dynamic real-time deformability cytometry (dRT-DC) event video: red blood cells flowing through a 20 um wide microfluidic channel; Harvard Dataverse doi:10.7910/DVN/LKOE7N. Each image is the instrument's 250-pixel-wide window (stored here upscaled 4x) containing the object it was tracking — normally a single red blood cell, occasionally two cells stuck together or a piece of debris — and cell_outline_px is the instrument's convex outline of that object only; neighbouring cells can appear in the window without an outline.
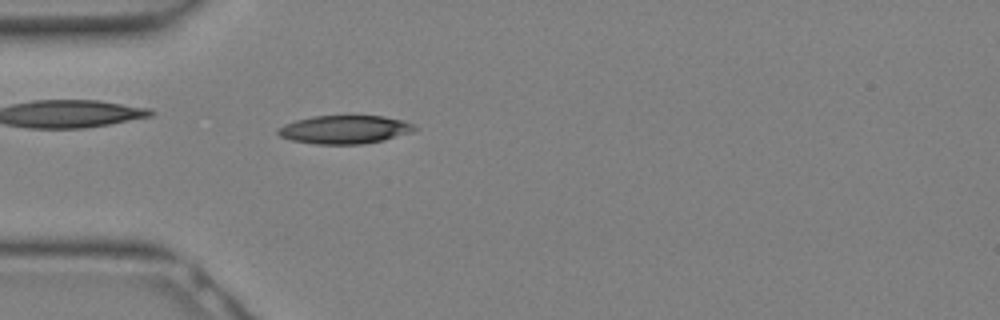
{"species": "Egyptian fruit bat (a non-hibernating species)", "species_latin": "Rousettus aegyptiacus", "temperature_condition": "warm", "stored_images_in_passage": 5, "camera_frame_rate_fps": 3000, "um_per_image_px": 0.085, "animal": {"sex": "female"}, "frame": {"image": 1, "passage_image": 1, "time_ms": 0.0, "image_size_px": [1000, 320], "cell_outline_px": [[420, 128], [412, 132], [384, 140], [364, 144], [312, 144], [292, 140], [280, 136], [276, 132], [276, 128], [284, 124], [296, 120], [312, 116], [384, 116], [404, 120], [416, 124]], "centroid_in_image_um": [29.33, 11.01], "position_along_channel_um": 55.7, "area_um2": 22.89}}
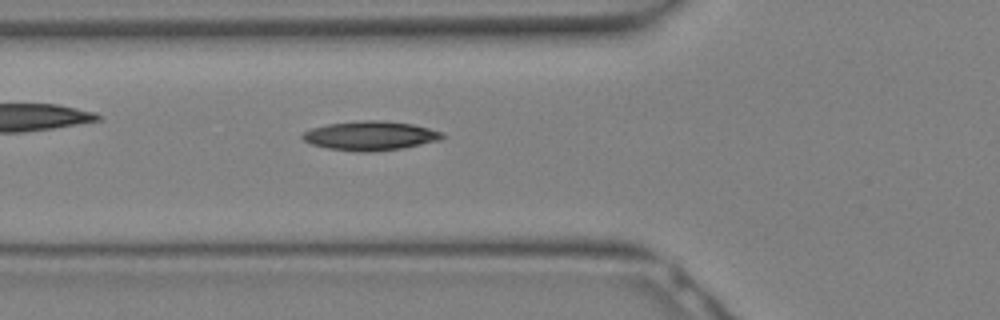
{"frame": {"image": 2, "passage_image": 3, "time_ms": 0.667, "image_size_px": [1000, 320], "cell_outline_px": [[444, 136], [440, 140], [404, 148], [368, 152], [356, 152], [328, 148], [312, 144], [304, 140], [300, 136], [304, 132], [312, 128], [328, 124], [360, 120], [380, 120], [412, 124], [428, 128], [440, 132]], "centroid_in_image_um": [31.46, 11.54], "position_along_channel_um": 94.3, "area_um2": 23.64}}
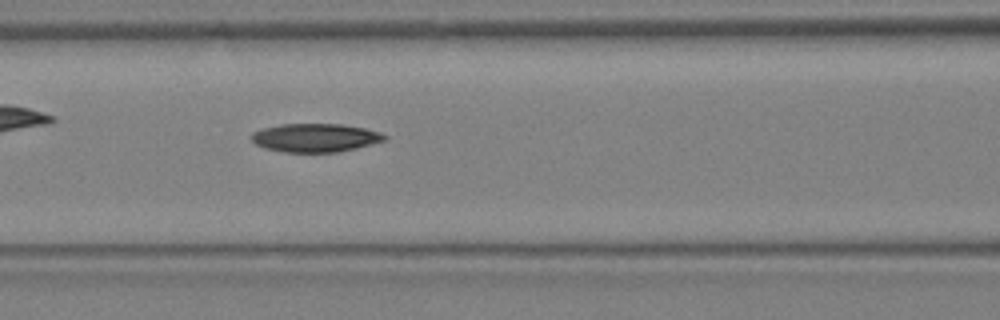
{"frame": {"image": 3, "passage_image": 5, "time_ms": 1.333, "image_size_px": [1000, 320], "cell_outline_px": [[388, 136], [384, 140], [356, 148], [336, 152], [284, 152], [264, 148], [256, 144], [252, 140], [252, 132], [264, 128], [280, 124], [340, 124], [364, 128], [380, 132]], "centroid_in_image_um": [26.78, 11.71], "position_along_channel_um": 139.8, "area_um2": 21.91}}